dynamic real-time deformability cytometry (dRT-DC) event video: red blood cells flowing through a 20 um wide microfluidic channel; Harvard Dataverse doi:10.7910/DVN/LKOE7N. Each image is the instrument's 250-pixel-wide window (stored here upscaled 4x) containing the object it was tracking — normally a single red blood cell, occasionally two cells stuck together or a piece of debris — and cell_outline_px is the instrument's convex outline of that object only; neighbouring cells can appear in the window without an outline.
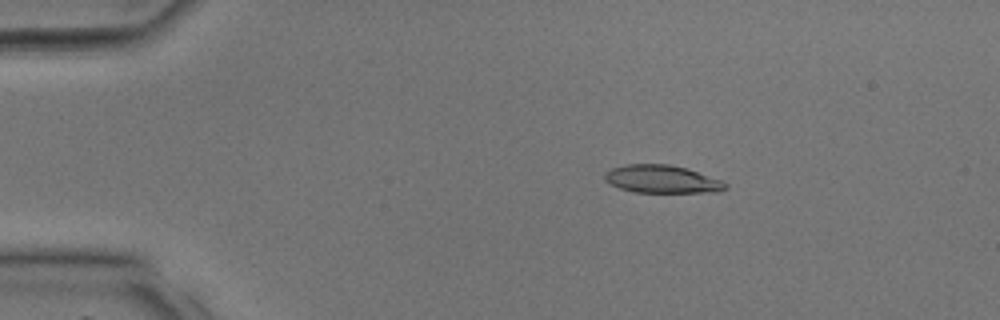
{"species": "common noctule bat (a hibernating species)", "species_latin": "Nyctalus noctula", "temperature_condition": "room temperature", "stored_images_in_passage": 33, "camera_frame_rate_fps": 3000, "um_per_image_px": 0.085, "animal": {"sex": "male", "body_mass_g": 17.9, "forearm_length_mm": 54.2}, "frame": {"image": 1, "passage_image": 2, "time_ms": 0.333, "image_size_px": [1000, 320], "cell_outline_px": [[728, 188], [720, 192], [636, 192], [620, 188], [604, 180], [604, 172], [612, 168], [628, 164], [668, 164], [688, 168], [720, 180], [728, 184]], "centroid_in_image_um": [56.28, 15.22], "position_along_channel_um": 28.7, "area_um2": 19.59}}
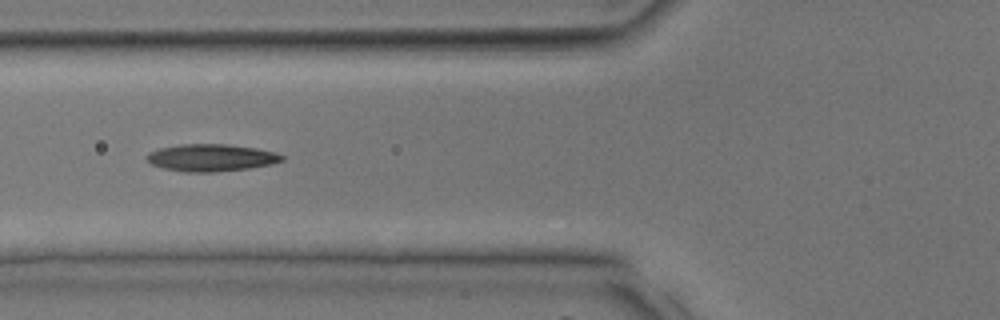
{"frame": {"image": 2, "passage_image": 10, "time_ms": 3.0, "image_size_px": [1000, 320], "cell_outline_px": [[284, 160], [272, 164], [248, 168], [212, 172], [184, 172], [164, 168], [152, 164], [144, 156], [148, 152], [160, 148], [180, 144], [228, 144], [256, 148], [272, 152], [284, 156]], "centroid_in_image_um": [17.92, 13.4], "position_along_channel_um": 107.9, "area_um2": 21.33}}
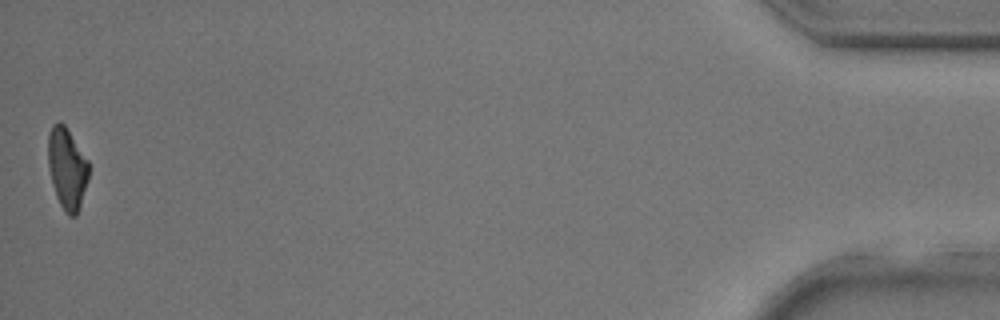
{"frame": {"image": 3, "passage_image": 33, "time_ms": 10.667, "image_size_px": [1000, 320], "cell_outline_px": [[88, 180], [80, 208], [76, 216], [68, 216], [64, 212], [56, 196], [52, 184], [48, 168], [48, 132], [52, 124], [60, 120], [64, 124], [88, 160]], "centroid_in_image_um": [5.69, 14.32], "position_along_channel_um": 429.5, "area_um2": 19.48}}